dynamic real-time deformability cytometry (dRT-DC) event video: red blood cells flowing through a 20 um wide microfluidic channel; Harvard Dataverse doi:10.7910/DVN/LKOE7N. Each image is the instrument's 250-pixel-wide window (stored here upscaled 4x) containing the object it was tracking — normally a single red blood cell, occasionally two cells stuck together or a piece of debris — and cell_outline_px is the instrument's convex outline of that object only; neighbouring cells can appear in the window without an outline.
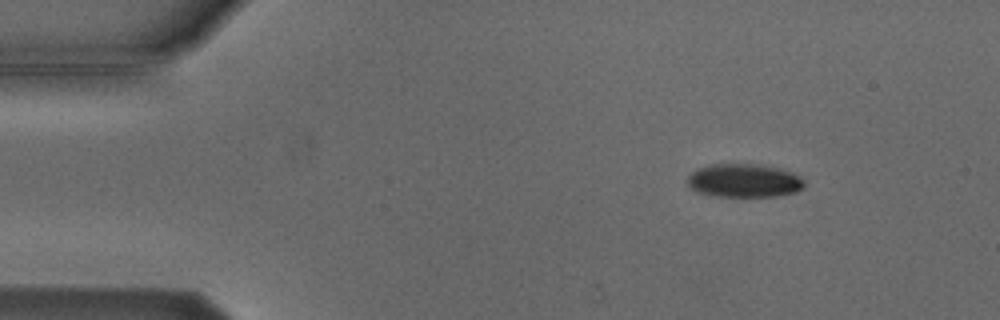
{"species": "Egyptian fruit bat (a non-hibernating species)", "species_latin": "Rousettus aegyptiacus", "temperature_condition": "cold", "stored_images_in_passage": 4, "camera_frame_rate_fps": 3000, "um_per_image_px": 0.085, "animal": {"sex": "male"}, "frame": {"image": 1, "passage_image": 1, "time_ms": 0.0, "image_size_px": [1000, 320], "cell_outline_px": [[804, 188], [796, 192], [780, 196], [712, 196], [696, 192], [684, 180], [696, 168], [712, 164], [756, 164], [780, 168], [792, 172], [800, 176], [804, 180]], "centroid_in_image_um": [63.24, 15.35], "position_along_channel_um": 21.8, "area_um2": 23.12}}
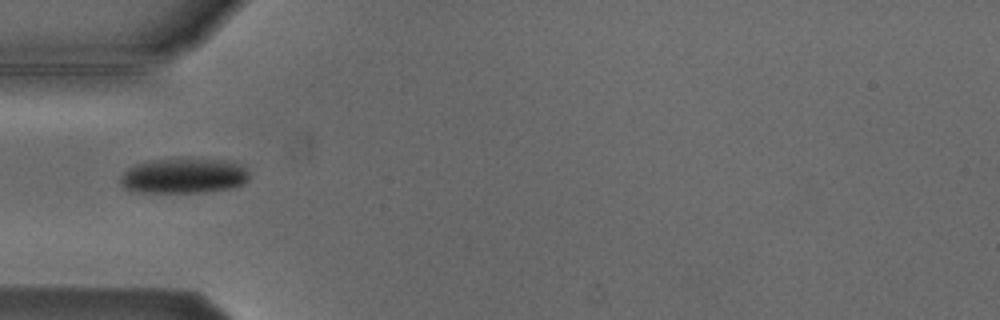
{"frame": {"image": 2, "passage_image": 4, "time_ms": 3.333, "image_size_px": [1000, 320], "cell_outline_px": [[248, 180], [240, 184], [228, 188], [204, 192], [132, 192], [124, 188], [120, 184], [120, 176], [128, 168], [136, 164], [148, 160], [180, 156], [192, 156], [228, 160], [244, 164], [248, 168]], "centroid_in_image_um": [15.62, 14.88], "position_along_channel_um": 69.4, "area_um2": 27.57}}